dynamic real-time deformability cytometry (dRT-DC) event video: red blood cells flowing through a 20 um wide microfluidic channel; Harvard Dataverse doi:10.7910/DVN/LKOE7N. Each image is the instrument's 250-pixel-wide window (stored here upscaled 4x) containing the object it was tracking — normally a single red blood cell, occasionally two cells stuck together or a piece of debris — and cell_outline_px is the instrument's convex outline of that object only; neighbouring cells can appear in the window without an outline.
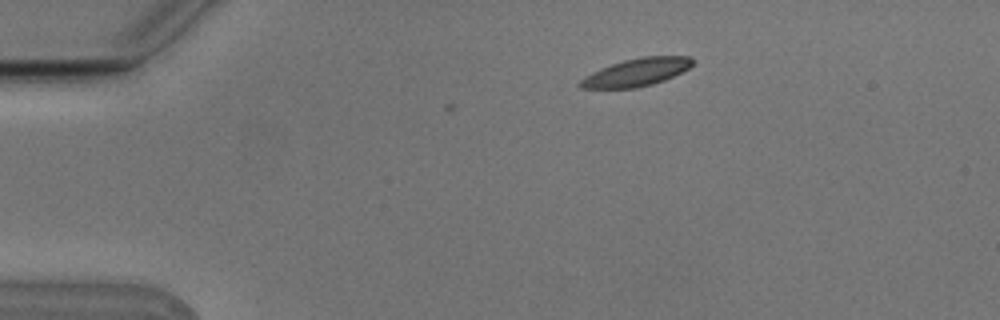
{"species": "Egyptian fruit bat (a non-hibernating species)", "species_latin": "Rousettus aegyptiacus", "temperature_condition": "cold", "stored_images_in_passage": 2, "camera_frame_rate_fps": 3000, "um_per_image_px": 0.085, "animal": {"sex": "male"}, "frame": {"image": 1, "passage_image": 2, "time_ms": 0.333, "image_size_px": [1000, 320], "cell_outline_px": [[696, 60], [688, 68], [664, 80], [652, 84], [636, 88], [580, 88], [576, 84], [584, 76], [600, 68], [624, 60], [640, 56], [688, 56]], "centroid_in_image_um": [54.07, 6.14], "position_along_channel_um": 30.9, "area_um2": 18.15}}